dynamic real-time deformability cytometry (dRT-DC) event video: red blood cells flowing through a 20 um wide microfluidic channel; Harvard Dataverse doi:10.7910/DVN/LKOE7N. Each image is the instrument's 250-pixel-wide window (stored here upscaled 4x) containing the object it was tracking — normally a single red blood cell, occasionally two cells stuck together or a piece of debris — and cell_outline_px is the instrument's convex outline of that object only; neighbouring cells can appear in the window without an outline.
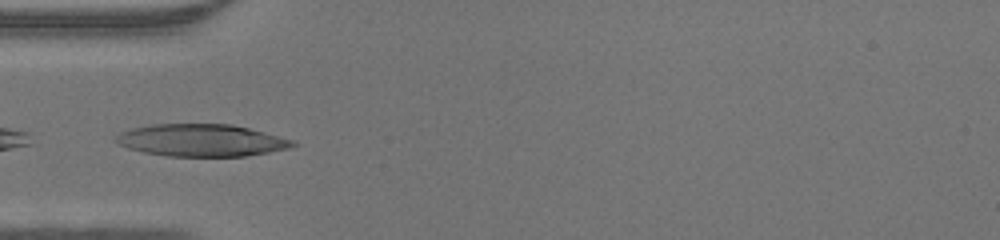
{"species": "human", "species_latin": "Homo sapiens", "temperature_condition": "warm", "stored_images_in_passage": 43, "camera_frame_rate_fps": 3000, "um_per_image_px": 0.085, "donor": {"sex": "male"}, "frame": {"image": 1, "passage_image": 13, "time_ms": 4.0, "image_size_px": [1000, 240], "cell_outline_px": [[300, 144], [288, 148], [268, 152], [244, 156], [168, 156], [144, 152], [128, 148], [116, 144], [112, 140], [120, 132], [132, 128], [152, 124], [232, 124], [264, 132], [292, 140]], "centroid_in_image_um": [17.07, 11.92], "position_along_channel_um": 67.9, "area_um2": 33.18}}
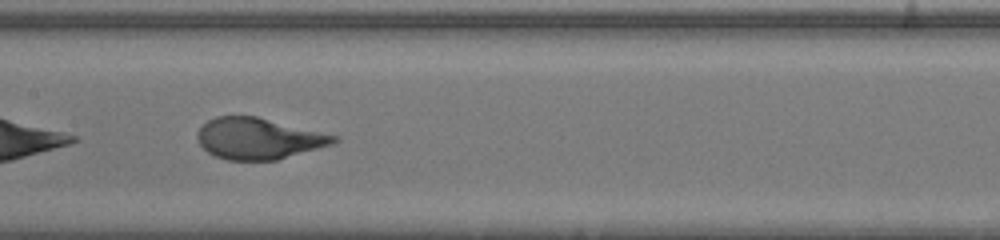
{"frame": {"image": 2, "passage_image": 21, "time_ms": 6.667, "image_size_px": [1000, 240], "cell_outline_px": [[340, 140], [332, 144], [276, 160], [228, 160], [216, 156], [208, 152], [200, 144], [196, 136], [200, 128], [208, 120], [216, 116], [256, 116], [340, 136]], "centroid_in_image_um": [21.99, 11.77], "position_along_channel_um": 185.4, "area_um2": 32.6}}
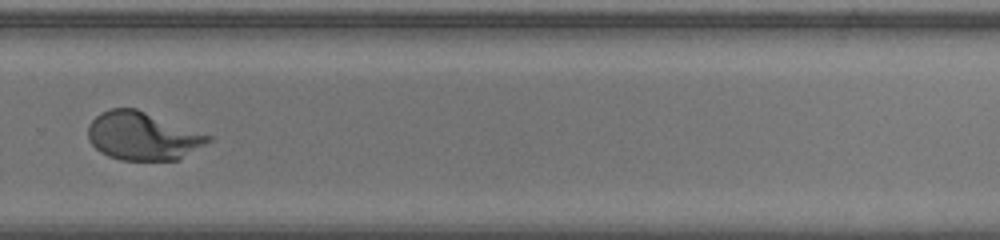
{"frame": {"image": 3, "passage_image": 30, "time_ms": 9.667, "image_size_px": [1000, 240], "cell_outline_px": [[212, 140], [180, 160], [120, 160], [108, 156], [100, 152], [88, 140], [88, 124], [100, 112], [112, 108], [136, 108], [212, 136]], "centroid_in_image_um": [12.12, 11.57], "position_along_channel_um": 317.7, "area_um2": 33.81}}